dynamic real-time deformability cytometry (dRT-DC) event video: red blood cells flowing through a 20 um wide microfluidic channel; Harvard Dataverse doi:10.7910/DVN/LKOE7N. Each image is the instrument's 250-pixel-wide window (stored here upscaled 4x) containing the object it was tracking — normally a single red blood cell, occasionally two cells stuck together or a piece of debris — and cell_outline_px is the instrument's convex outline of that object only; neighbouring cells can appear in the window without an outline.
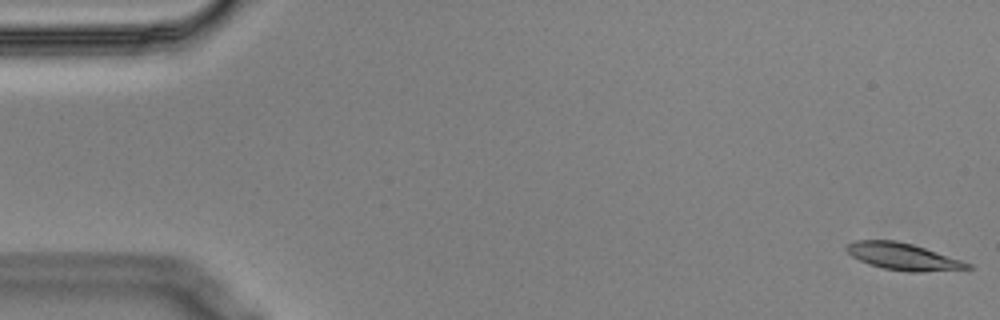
{"species": "Egyptian fruit bat (a non-hibernating species)", "species_latin": "Rousettus aegyptiacus", "temperature_condition": "cold", "stored_images_in_passage": 56, "camera_frame_rate_fps": 3000, "um_per_image_px": 0.085, "animal": {"sex": "male"}, "frame": {"image": 1, "passage_image": 1, "time_ms": 0.0, "image_size_px": [1000, 320], "cell_outline_px": [[972, 268], [920, 272], [908, 272], [884, 268], [868, 264], [852, 256], [844, 248], [844, 244], [856, 240], [896, 240], [912, 244], [972, 264]], "centroid_in_image_um": [76.69, 21.8], "position_along_channel_um": 8.3, "area_um2": 18.79}}
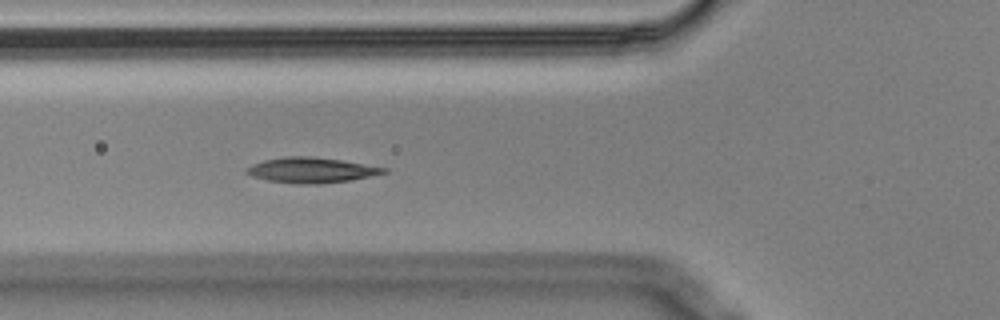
{"frame": {"image": 2, "passage_image": 20, "time_ms": 6.333, "image_size_px": [1000, 320], "cell_outline_px": [[388, 172], [348, 180], [320, 184], [296, 184], [268, 180], [252, 176], [244, 172], [244, 168], [252, 164], [264, 160], [284, 156], [308, 156], [340, 160], [388, 168]], "centroid_in_image_um": [26.4, 14.46], "position_along_channel_um": 99.4, "area_um2": 20.11}}
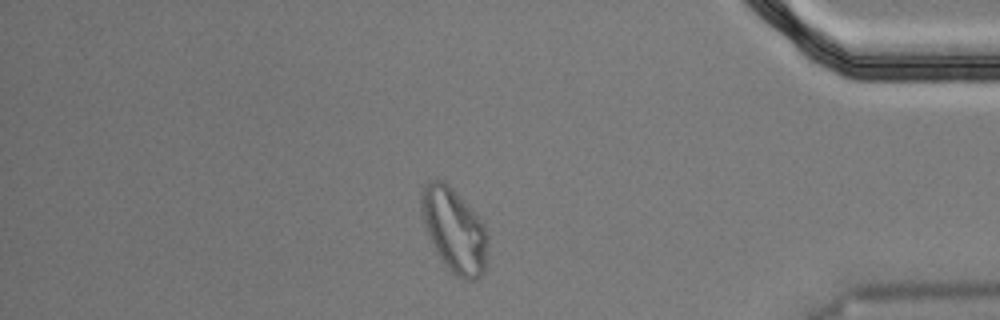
{"frame": {"image": 3, "passage_image": 48, "time_ms": 15.667, "image_size_px": [1000, 320], "cell_outline_px": [[488, 236], [484, 272], [476, 280], [464, 280], [456, 276], [444, 264], [424, 224], [420, 212], [420, 192], [424, 184], [428, 180], [444, 180], [452, 188], [484, 224]], "centroid_in_image_um": [38.59, 19.55], "position_along_channel_um": 396.6, "area_um2": 32.19}, "authors_computed_cell_mechanics": {"area_um2": 19.652, "velocity_mm_per_s": 3.5361, "shape_relaxation_time_tau1_ms": null, "shape_relaxation_time_tau2_ms": 3.2077, "deformation_change_tau1": null, "deformation_change_tau2": 0.0665}}